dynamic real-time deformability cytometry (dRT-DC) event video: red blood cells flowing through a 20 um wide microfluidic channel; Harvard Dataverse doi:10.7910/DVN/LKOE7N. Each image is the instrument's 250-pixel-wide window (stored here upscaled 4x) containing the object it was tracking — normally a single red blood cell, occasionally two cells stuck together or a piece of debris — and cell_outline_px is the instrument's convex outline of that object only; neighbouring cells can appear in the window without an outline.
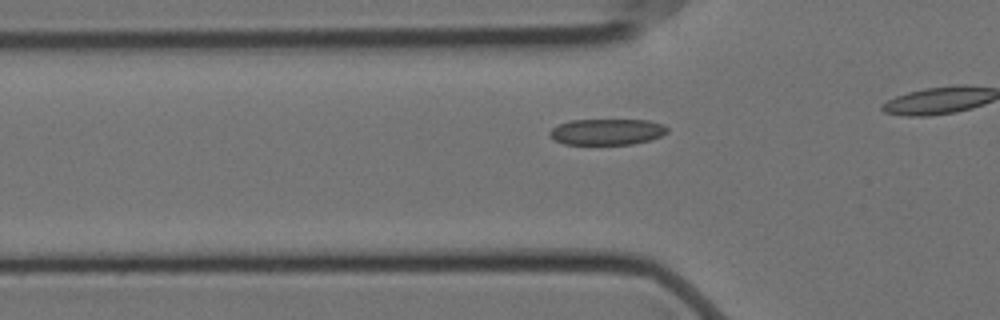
{"species": "Egyptian fruit bat (a non-hibernating species)", "species_latin": "Rousettus aegyptiacus", "temperature_condition": "cold", "stored_images_in_passage": 21, "camera_frame_rate_fps": 3000, "um_per_image_px": 0.085, "animal": {"sex": "female"}, "frame": {"image": 1, "passage_image": 15, "time_ms": 4.667, "image_size_px": [1000, 320], "cell_outline_px": [[668, 132], [660, 136], [648, 140], [632, 144], [564, 144], [552, 140], [548, 132], [552, 128], [560, 124], [572, 120], [648, 120], [664, 124], [668, 128]], "centroid_in_image_um": [51.58, 11.2], "position_along_channel_um": 74.2, "area_um2": 17.86}}